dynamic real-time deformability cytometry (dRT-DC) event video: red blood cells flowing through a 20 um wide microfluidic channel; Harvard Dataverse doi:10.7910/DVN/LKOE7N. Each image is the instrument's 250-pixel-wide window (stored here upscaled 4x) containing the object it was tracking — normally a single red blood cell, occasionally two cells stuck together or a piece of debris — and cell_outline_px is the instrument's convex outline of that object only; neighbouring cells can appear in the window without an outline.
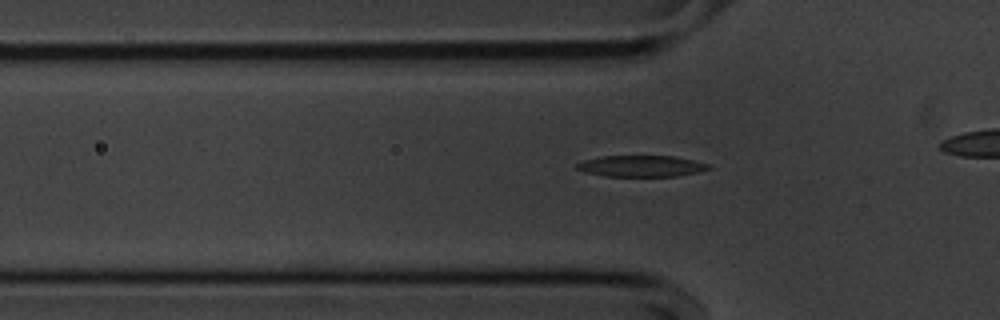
{"species": "common noctule bat (a hibernating species)", "species_latin": "Nyctalus noctula", "temperature_condition": "cold", "stored_images_in_passage": 44, "camera_frame_rate_fps": 3000, "um_per_image_px": 0.085, "animal": {"sex": "male", "body_mass_g": 20.1, "forearm_length_mm": 53.5}, "frame": {"image": 1, "passage_image": 17, "time_ms": 5.333, "image_size_px": [1000, 320], "cell_outline_px": [[712, 168], [700, 172], [676, 176], [604, 176], [584, 172], [576, 168], [576, 164], [584, 160], [604, 156], [672, 156], [692, 160], [708, 164]], "centroid_in_image_um": [54.51, 14.12], "position_along_channel_um": 71.3, "area_um2": 16.24}}
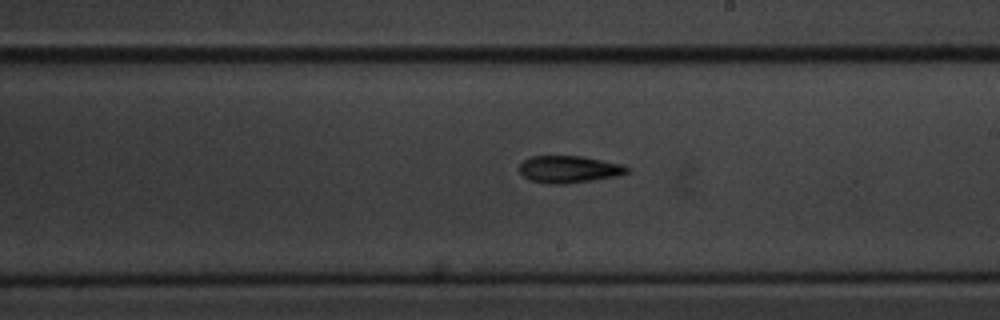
{"frame": {"image": 2, "passage_image": 31, "time_ms": 10.0, "image_size_px": [1000, 320], "cell_outline_px": [[628, 172], [620, 176], [568, 184], [548, 184], [528, 180], [520, 172], [520, 164], [524, 160], [532, 156], [580, 156], [624, 164], [628, 168]], "centroid_in_image_um": [48.38, 14.4], "position_along_channel_um": 240.6, "area_um2": 17.17}}
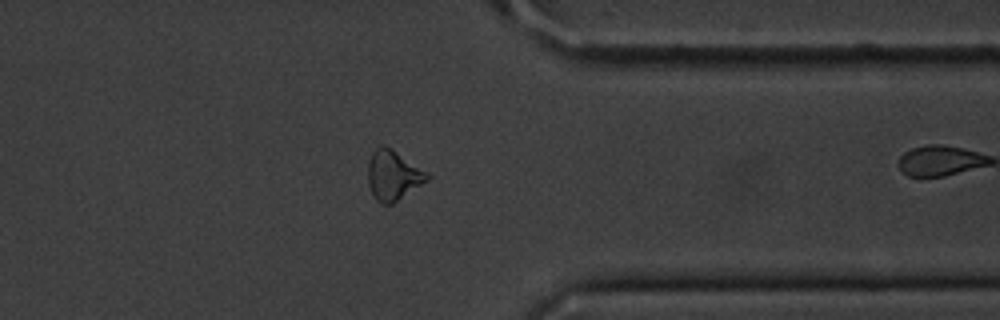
{"frame": {"image": 3, "passage_image": 43, "time_ms": 14.0, "image_size_px": [1000, 320], "cell_outline_px": [[432, 176], [428, 180], [392, 204], [380, 204], [376, 200], [368, 184], [368, 164], [372, 152], [380, 144], [384, 144], [392, 148], [428, 172]], "centroid_in_image_um": [33.42, 14.88], "position_along_channel_um": 378.0, "area_um2": 17.34}}